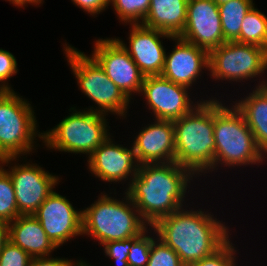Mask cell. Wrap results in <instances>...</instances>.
Segmentation results:
<instances>
[{
	"instance_id": "obj_1",
	"label": "cell",
	"mask_w": 267,
	"mask_h": 266,
	"mask_svg": "<svg viewBox=\"0 0 267 266\" xmlns=\"http://www.w3.org/2000/svg\"><path fill=\"white\" fill-rule=\"evenodd\" d=\"M192 175L195 176L175 161L141 164L126 193L146 224L152 227L182 208Z\"/></svg>"
},
{
	"instance_id": "obj_2",
	"label": "cell",
	"mask_w": 267,
	"mask_h": 266,
	"mask_svg": "<svg viewBox=\"0 0 267 266\" xmlns=\"http://www.w3.org/2000/svg\"><path fill=\"white\" fill-rule=\"evenodd\" d=\"M152 227L185 266L213 254L229 238L228 228L211 214L201 210L184 211L183 207L161 218Z\"/></svg>"
},
{
	"instance_id": "obj_3",
	"label": "cell",
	"mask_w": 267,
	"mask_h": 266,
	"mask_svg": "<svg viewBox=\"0 0 267 266\" xmlns=\"http://www.w3.org/2000/svg\"><path fill=\"white\" fill-rule=\"evenodd\" d=\"M175 162L194 175L214 169V99L197 102L185 116L173 121Z\"/></svg>"
},
{
	"instance_id": "obj_4",
	"label": "cell",
	"mask_w": 267,
	"mask_h": 266,
	"mask_svg": "<svg viewBox=\"0 0 267 266\" xmlns=\"http://www.w3.org/2000/svg\"><path fill=\"white\" fill-rule=\"evenodd\" d=\"M125 194V202L103 194L83 210L82 234L91 235L103 245L110 241L139 237L146 231V222L126 192Z\"/></svg>"
},
{
	"instance_id": "obj_5",
	"label": "cell",
	"mask_w": 267,
	"mask_h": 266,
	"mask_svg": "<svg viewBox=\"0 0 267 266\" xmlns=\"http://www.w3.org/2000/svg\"><path fill=\"white\" fill-rule=\"evenodd\" d=\"M214 168L218 163L239 166L263 162V152L257 147L253 132L243 115L232 106L230 109L214 100Z\"/></svg>"
},
{
	"instance_id": "obj_6",
	"label": "cell",
	"mask_w": 267,
	"mask_h": 266,
	"mask_svg": "<svg viewBox=\"0 0 267 266\" xmlns=\"http://www.w3.org/2000/svg\"><path fill=\"white\" fill-rule=\"evenodd\" d=\"M73 110L57 126L42 133L45 146L58 151L82 153L89 156L110 136L106 127V114L91 107L82 112Z\"/></svg>"
},
{
	"instance_id": "obj_7",
	"label": "cell",
	"mask_w": 267,
	"mask_h": 266,
	"mask_svg": "<svg viewBox=\"0 0 267 266\" xmlns=\"http://www.w3.org/2000/svg\"><path fill=\"white\" fill-rule=\"evenodd\" d=\"M12 91H0V156L18 157L34 149L38 134L33 107Z\"/></svg>"
},
{
	"instance_id": "obj_8",
	"label": "cell",
	"mask_w": 267,
	"mask_h": 266,
	"mask_svg": "<svg viewBox=\"0 0 267 266\" xmlns=\"http://www.w3.org/2000/svg\"><path fill=\"white\" fill-rule=\"evenodd\" d=\"M66 57L79 87L98 107L94 111L106 114L111 112L124 117L129 99L106 75L103 68L93 58L77 51L70 45L65 46Z\"/></svg>"
},
{
	"instance_id": "obj_9",
	"label": "cell",
	"mask_w": 267,
	"mask_h": 266,
	"mask_svg": "<svg viewBox=\"0 0 267 266\" xmlns=\"http://www.w3.org/2000/svg\"><path fill=\"white\" fill-rule=\"evenodd\" d=\"M265 69L267 49L263 47L227 41L209 52L208 70L214 79L237 82L261 75Z\"/></svg>"
},
{
	"instance_id": "obj_10",
	"label": "cell",
	"mask_w": 267,
	"mask_h": 266,
	"mask_svg": "<svg viewBox=\"0 0 267 266\" xmlns=\"http://www.w3.org/2000/svg\"><path fill=\"white\" fill-rule=\"evenodd\" d=\"M92 57L129 99L132 92L140 94L145 75L117 38L98 39Z\"/></svg>"
},
{
	"instance_id": "obj_11",
	"label": "cell",
	"mask_w": 267,
	"mask_h": 266,
	"mask_svg": "<svg viewBox=\"0 0 267 266\" xmlns=\"http://www.w3.org/2000/svg\"><path fill=\"white\" fill-rule=\"evenodd\" d=\"M187 89L189 88L171 82L161 75H155L145 76L140 92L147 99L155 120L175 121L196 107L191 105L193 102Z\"/></svg>"
},
{
	"instance_id": "obj_12",
	"label": "cell",
	"mask_w": 267,
	"mask_h": 266,
	"mask_svg": "<svg viewBox=\"0 0 267 266\" xmlns=\"http://www.w3.org/2000/svg\"><path fill=\"white\" fill-rule=\"evenodd\" d=\"M33 216L41 223L51 242L59 247L74 236L82 234V210L77 211L70 201L53 192L45 199Z\"/></svg>"
},
{
	"instance_id": "obj_13",
	"label": "cell",
	"mask_w": 267,
	"mask_h": 266,
	"mask_svg": "<svg viewBox=\"0 0 267 266\" xmlns=\"http://www.w3.org/2000/svg\"><path fill=\"white\" fill-rule=\"evenodd\" d=\"M10 169L7 172L13 183L18 212L21 215H33L53 192L59 178L37 164H16Z\"/></svg>"
},
{
	"instance_id": "obj_14",
	"label": "cell",
	"mask_w": 267,
	"mask_h": 266,
	"mask_svg": "<svg viewBox=\"0 0 267 266\" xmlns=\"http://www.w3.org/2000/svg\"><path fill=\"white\" fill-rule=\"evenodd\" d=\"M179 37L208 53L227 42L218 5L213 0H188L187 19Z\"/></svg>"
},
{
	"instance_id": "obj_15",
	"label": "cell",
	"mask_w": 267,
	"mask_h": 266,
	"mask_svg": "<svg viewBox=\"0 0 267 266\" xmlns=\"http://www.w3.org/2000/svg\"><path fill=\"white\" fill-rule=\"evenodd\" d=\"M129 48L122 40L117 39L128 51L132 60L145 76L161 75L165 65V49L159 38L173 36L146 27L142 24H131Z\"/></svg>"
},
{
	"instance_id": "obj_16",
	"label": "cell",
	"mask_w": 267,
	"mask_h": 266,
	"mask_svg": "<svg viewBox=\"0 0 267 266\" xmlns=\"http://www.w3.org/2000/svg\"><path fill=\"white\" fill-rule=\"evenodd\" d=\"M111 140L108 137L88 156L89 170L96 177L108 182H120L128 179L132 172L131 179H133L140 166L134 147L128 149L122 145H115Z\"/></svg>"
},
{
	"instance_id": "obj_17",
	"label": "cell",
	"mask_w": 267,
	"mask_h": 266,
	"mask_svg": "<svg viewBox=\"0 0 267 266\" xmlns=\"http://www.w3.org/2000/svg\"><path fill=\"white\" fill-rule=\"evenodd\" d=\"M172 39L177 40V45L169 55H165L161 76L189 88L199 77L201 69H208L209 53L179 36Z\"/></svg>"
},
{
	"instance_id": "obj_18",
	"label": "cell",
	"mask_w": 267,
	"mask_h": 266,
	"mask_svg": "<svg viewBox=\"0 0 267 266\" xmlns=\"http://www.w3.org/2000/svg\"><path fill=\"white\" fill-rule=\"evenodd\" d=\"M155 122L142 129L133 142L140 165L175 161L173 121L156 120Z\"/></svg>"
},
{
	"instance_id": "obj_19",
	"label": "cell",
	"mask_w": 267,
	"mask_h": 266,
	"mask_svg": "<svg viewBox=\"0 0 267 266\" xmlns=\"http://www.w3.org/2000/svg\"><path fill=\"white\" fill-rule=\"evenodd\" d=\"M9 240L32 258L46 257L57 247L48 238L41 223L33 215H20L8 223Z\"/></svg>"
},
{
	"instance_id": "obj_20",
	"label": "cell",
	"mask_w": 267,
	"mask_h": 266,
	"mask_svg": "<svg viewBox=\"0 0 267 266\" xmlns=\"http://www.w3.org/2000/svg\"><path fill=\"white\" fill-rule=\"evenodd\" d=\"M187 5L188 0H151L141 24L173 37L180 36L187 19Z\"/></svg>"
},
{
	"instance_id": "obj_21",
	"label": "cell",
	"mask_w": 267,
	"mask_h": 266,
	"mask_svg": "<svg viewBox=\"0 0 267 266\" xmlns=\"http://www.w3.org/2000/svg\"><path fill=\"white\" fill-rule=\"evenodd\" d=\"M236 109L243 115L253 132L257 147L267 153V83L263 81L255 91L237 102Z\"/></svg>"
},
{
	"instance_id": "obj_22",
	"label": "cell",
	"mask_w": 267,
	"mask_h": 266,
	"mask_svg": "<svg viewBox=\"0 0 267 266\" xmlns=\"http://www.w3.org/2000/svg\"><path fill=\"white\" fill-rule=\"evenodd\" d=\"M253 6V0H230L218 5L223 36L226 41L240 43L243 19Z\"/></svg>"
},
{
	"instance_id": "obj_23",
	"label": "cell",
	"mask_w": 267,
	"mask_h": 266,
	"mask_svg": "<svg viewBox=\"0 0 267 266\" xmlns=\"http://www.w3.org/2000/svg\"><path fill=\"white\" fill-rule=\"evenodd\" d=\"M240 43L267 49V17L254 6L243 19Z\"/></svg>"
},
{
	"instance_id": "obj_24",
	"label": "cell",
	"mask_w": 267,
	"mask_h": 266,
	"mask_svg": "<svg viewBox=\"0 0 267 266\" xmlns=\"http://www.w3.org/2000/svg\"><path fill=\"white\" fill-rule=\"evenodd\" d=\"M20 215L11 177L2 168L0 170V220L10 223Z\"/></svg>"
},
{
	"instance_id": "obj_25",
	"label": "cell",
	"mask_w": 267,
	"mask_h": 266,
	"mask_svg": "<svg viewBox=\"0 0 267 266\" xmlns=\"http://www.w3.org/2000/svg\"><path fill=\"white\" fill-rule=\"evenodd\" d=\"M151 0H109L119 19L125 23L140 24L148 14ZM142 20V22H141Z\"/></svg>"
},
{
	"instance_id": "obj_26",
	"label": "cell",
	"mask_w": 267,
	"mask_h": 266,
	"mask_svg": "<svg viewBox=\"0 0 267 266\" xmlns=\"http://www.w3.org/2000/svg\"><path fill=\"white\" fill-rule=\"evenodd\" d=\"M151 244L149 261L146 266H185L179 255L165 244L162 240L157 238Z\"/></svg>"
},
{
	"instance_id": "obj_27",
	"label": "cell",
	"mask_w": 267,
	"mask_h": 266,
	"mask_svg": "<svg viewBox=\"0 0 267 266\" xmlns=\"http://www.w3.org/2000/svg\"><path fill=\"white\" fill-rule=\"evenodd\" d=\"M144 231L133 243L128 253L127 262L129 266H146L149 261L151 244L154 238L146 236Z\"/></svg>"
},
{
	"instance_id": "obj_28",
	"label": "cell",
	"mask_w": 267,
	"mask_h": 266,
	"mask_svg": "<svg viewBox=\"0 0 267 266\" xmlns=\"http://www.w3.org/2000/svg\"><path fill=\"white\" fill-rule=\"evenodd\" d=\"M228 239L213 254L193 263L191 266H236L235 264V248ZM234 254V255H233Z\"/></svg>"
},
{
	"instance_id": "obj_29",
	"label": "cell",
	"mask_w": 267,
	"mask_h": 266,
	"mask_svg": "<svg viewBox=\"0 0 267 266\" xmlns=\"http://www.w3.org/2000/svg\"><path fill=\"white\" fill-rule=\"evenodd\" d=\"M32 257L10 240L0 252V266H30Z\"/></svg>"
},
{
	"instance_id": "obj_30",
	"label": "cell",
	"mask_w": 267,
	"mask_h": 266,
	"mask_svg": "<svg viewBox=\"0 0 267 266\" xmlns=\"http://www.w3.org/2000/svg\"><path fill=\"white\" fill-rule=\"evenodd\" d=\"M138 237H131L119 241H110L103 244L106 256L113 258L116 264L120 266H129L127 262L128 253L130 252L132 243Z\"/></svg>"
},
{
	"instance_id": "obj_31",
	"label": "cell",
	"mask_w": 267,
	"mask_h": 266,
	"mask_svg": "<svg viewBox=\"0 0 267 266\" xmlns=\"http://www.w3.org/2000/svg\"><path fill=\"white\" fill-rule=\"evenodd\" d=\"M17 71L16 58L9 51L0 49V82H4L0 85V91H12L11 87L5 82L16 74Z\"/></svg>"
},
{
	"instance_id": "obj_32",
	"label": "cell",
	"mask_w": 267,
	"mask_h": 266,
	"mask_svg": "<svg viewBox=\"0 0 267 266\" xmlns=\"http://www.w3.org/2000/svg\"><path fill=\"white\" fill-rule=\"evenodd\" d=\"M72 2L90 15L99 14L110 4L109 0H72Z\"/></svg>"
},
{
	"instance_id": "obj_33",
	"label": "cell",
	"mask_w": 267,
	"mask_h": 266,
	"mask_svg": "<svg viewBox=\"0 0 267 266\" xmlns=\"http://www.w3.org/2000/svg\"><path fill=\"white\" fill-rule=\"evenodd\" d=\"M74 261L61 258L49 257H34L31 260L30 266H74Z\"/></svg>"
},
{
	"instance_id": "obj_34",
	"label": "cell",
	"mask_w": 267,
	"mask_h": 266,
	"mask_svg": "<svg viewBox=\"0 0 267 266\" xmlns=\"http://www.w3.org/2000/svg\"><path fill=\"white\" fill-rule=\"evenodd\" d=\"M8 241H9L8 223L0 220V252Z\"/></svg>"
},
{
	"instance_id": "obj_35",
	"label": "cell",
	"mask_w": 267,
	"mask_h": 266,
	"mask_svg": "<svg viewBox=\"0 0 267 266\" xmlns=\"http://www.w3.org/2000/svg\"><path fill=\"white\" fill-rule=\"evenodd\" d=\"M43 0H14V5L15 6H18V7H22L24 6L25 4H41Z\"/></svg>"
},
{
	"instance_id": "obj_36",
	"label": "cell",
	"mask_w": 267,
	"mask_h": 266,
	"mask_svg": "<svg viewBox=\"0 0 267 266\" xmlns=\"http://www.w3.org/2000/svg\"><path fill=\"white\" fill-rule=\"evenodd\" d=\"M14 159H17V157H7V158H3L0 156V170L2 169V166L5 164H9L10 161H14ZM3 164V165H2Z\"/></svg>"
},
{
	"instance_id": "obj_37",
	"label": "cell",
	"mask_w": 267,
	"mask_h": 266,
	"mask_svg": "<svg viewBox=\"0 0 267 266\" xmlns=\"http://www.w3.org/2000/svg\"><path fill=\"white\" fill-rule=\"evenodd\" d=\"M74 266H91V265L79 260L77 263H75Z\"/></svg>"
},
{
	"instance_id": "obj_38",
	"label": "cell",
	"mask_w": 267,
	"mask_h": 266,
	"mask_svg": "<svg viewBox=\"0 0 267 266\" xmlns=\"http://www.w3.org/2000/svg\"><path fill=\"white\" fill-rule=\"evenodd\" d=\"M217 5H220L222 3L228 2L230 0H213Z\"/></svg>"
}]
</instances>
